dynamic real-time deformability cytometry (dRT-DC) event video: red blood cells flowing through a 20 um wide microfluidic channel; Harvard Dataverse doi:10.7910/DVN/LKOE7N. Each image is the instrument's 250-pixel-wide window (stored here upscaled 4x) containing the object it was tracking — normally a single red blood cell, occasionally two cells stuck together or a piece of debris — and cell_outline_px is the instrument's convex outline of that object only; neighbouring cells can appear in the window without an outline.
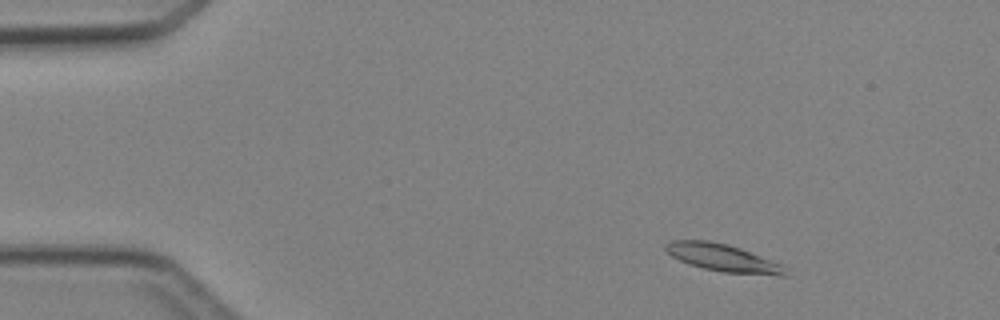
{"species": "Egyptian fruit bat (a non-hibernating species)", "species_latin": "Rousettus aegyptiacus", "temperature_condition": "cold", "stored_images_in_passage": 4, "camera_frame_rate_fps": 3000, "um_per_image_px": 0.085, "animal": {"sex": "female"}, "frame": {"image": 1, "passage_image": 2, "time_ms": 1.0, "image_size_px": [1000, 320], "cell_outline_px": [[788, 276], [780, 276], [724, 272], [704, 268], [688, 264], [672, 256], [664, 248], [664, 244], [672, 240], [708, 240], [728, 244], [740, 248], [780, 264], [784, 268]], "centroid_in_image_um": [61.41, 21.91], "position_along_channel_um": 23.6, "area_um2": 18.96}}